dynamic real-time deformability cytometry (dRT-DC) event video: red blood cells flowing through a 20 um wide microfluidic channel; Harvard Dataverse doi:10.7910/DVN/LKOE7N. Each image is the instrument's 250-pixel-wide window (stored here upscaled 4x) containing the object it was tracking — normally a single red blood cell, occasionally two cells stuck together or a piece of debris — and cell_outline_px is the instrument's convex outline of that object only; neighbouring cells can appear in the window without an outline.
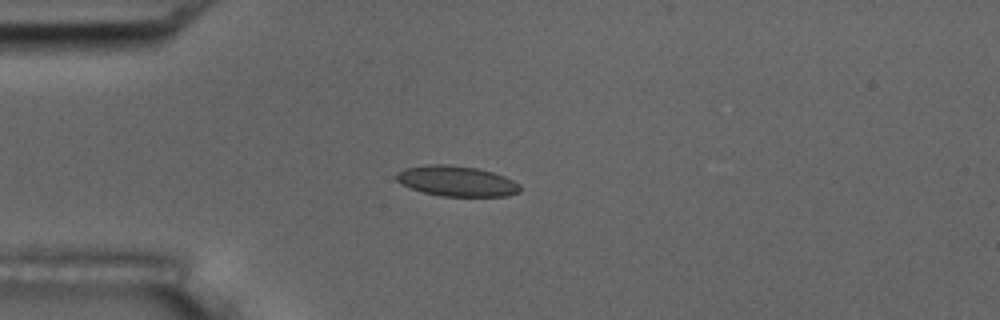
{"species": "common noctule bat (a hibernating species)", "species_latin": "Nyctalus noctula", "temperature_condition": "room temperature", "stored_images_in_passage": 42, "camera_frame_rate_fps": 3000, "um_per_image_px": 0.085, "animal": {"sex": "male", "body_mass_g": 17.5, "forearm_length_mm": 52.3}, "frame": {"image": 1, "passage_image": 1, "time_ms": 0.0, "image_size_px": [1000, 320], "cell_outline_px": [[520, 192], [508, 196], [440, 196], [424, 192], [412, 188], [396, 180], [396, 172], [404, 168], [424, 164], [448, 164], [476, 168], [492, 172], [504, 176], [520, 184]], "centroid_in_image_um": [38.81, 15.38], "position_along_channel_um": 46.2, "area_um2": 21.91}}
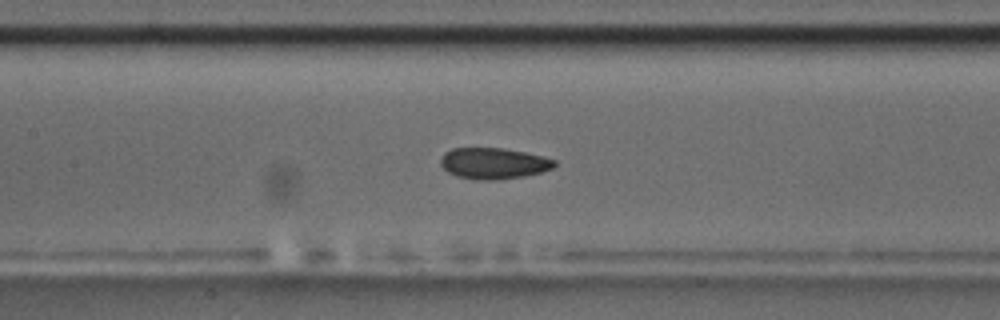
{"frame": {"image": 2, "passage_image": 12, "time_ms": 3.667, "image_size_px": [1000, 320], "cell_outline_px": [[556, 164], [552, 168], [540, 172], [524, 176], [500, 180], [476, 180], [456, 176], [448, 172], [440, 164], [440, 160], [444, 152], [452, 148], [504, 148], [544, 156], [556, 160]], "centroid_in_image_um": [41.94, 13.89], "position_along_channel_um": 165.5, "area_um2": 20.81}, "authors_computed_cell_mechanics": {"area_um2": 21.0681, "velocity_mm_per_s": 3.7067, "shape_relaxation_time_tau1_ms": 3.3434, "shape_relaxation_time_tau2_ms": 1.8767, "deformation_change_tau1": 0.0873, "deformation_change_tau2": 0.0668}}